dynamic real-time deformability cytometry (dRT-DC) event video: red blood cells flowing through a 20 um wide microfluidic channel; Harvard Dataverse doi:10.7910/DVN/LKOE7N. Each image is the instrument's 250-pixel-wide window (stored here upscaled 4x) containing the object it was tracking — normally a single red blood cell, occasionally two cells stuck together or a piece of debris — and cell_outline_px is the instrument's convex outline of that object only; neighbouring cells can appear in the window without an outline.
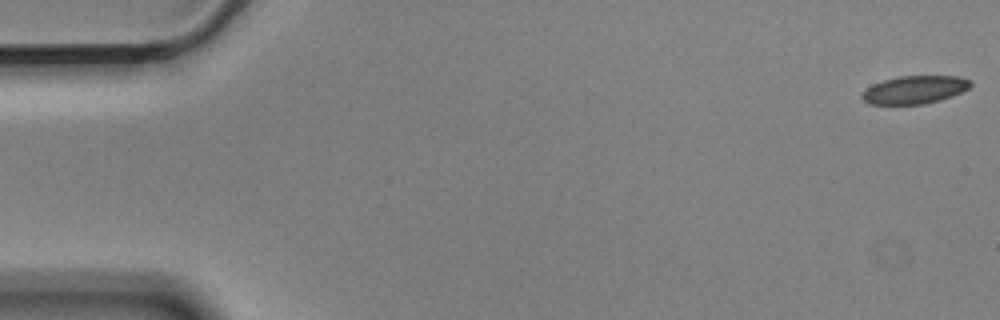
{"species": "Egyptian fruit bat (a non-hibernating species)", "species_latin": "Rousettus aegyptiacus", "temperature_condition": "cold", "stored_images_in_passage": 10, "camera_frame_rate_fps": 3000, "um_per_image_px": 0.085, "animal": {"sex": "male"}, "frame": {"image": 1, "passage_image": 1, "time_ms": 0.0, "image_size_px": [1000, 320], "cell_outline_px": [[972, 84], [968, 88], [952, 96], [940, 100], [924, 104], [868, 104], [860, 96], [872, 84], [884, 80], [900, 76], [960, 76], [972, 80]], "centroid_in_image_um": [77.77, 7.62], "position_along_channel_um": 7.2, "area_um2": 17.63}}
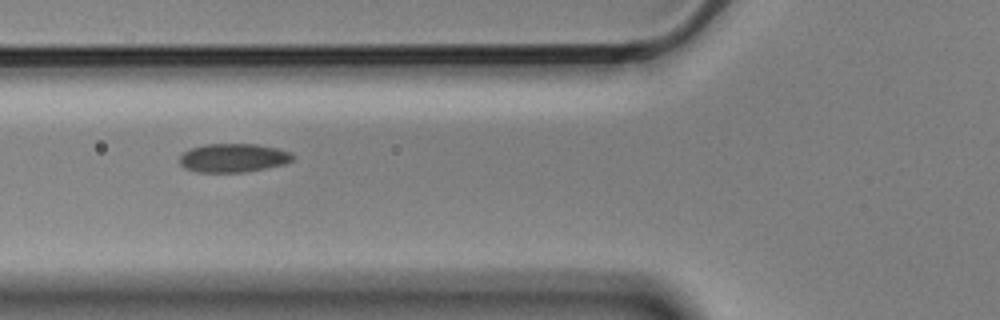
{"frame": {"image": 2, "passage_image": 6, "time_ms": 1.667, "image_size_px": [1000, 320], "cell_outline_px": [[296, 156], [292, 160], [284, 164], [244, 172], [196, 172], [184, 168], [180, 164], [180, 156], [184, 152], [192, 148], [204, 144], [256, 144], [276, 148], [292, 152]], "centroid_in_image_um": [19.83, 13.42], "position_along_channel_um": 106.0, "area_um2": 18.9}}
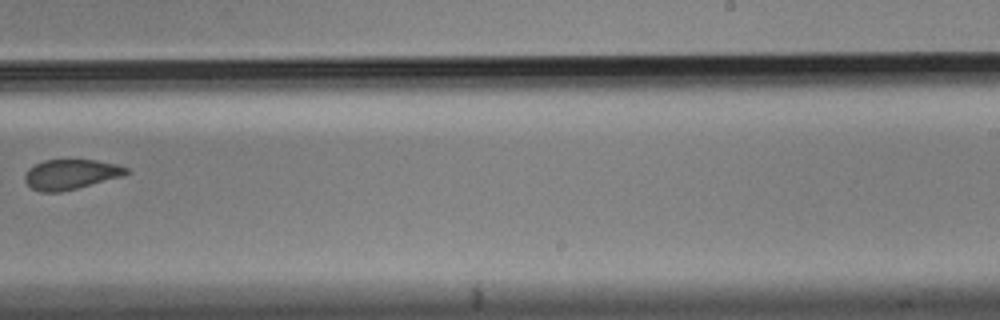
{"frame": {"image": 3, "passage_image": 10, "time_ms": 3.0, "image_size_px": [1000, 320], "cell_outline_px": [[132, 172], [124, 176], [60, 192], [40, 192], [32, 188], [24, 180], [24, 176], [28, 168], [44, 160], [96, 160], [116, 164], [128, 168]], "centroid_in_image_um": [6.04, 14.82], "position_along_channel_um": 283.0, "area_um2": 17.74}}